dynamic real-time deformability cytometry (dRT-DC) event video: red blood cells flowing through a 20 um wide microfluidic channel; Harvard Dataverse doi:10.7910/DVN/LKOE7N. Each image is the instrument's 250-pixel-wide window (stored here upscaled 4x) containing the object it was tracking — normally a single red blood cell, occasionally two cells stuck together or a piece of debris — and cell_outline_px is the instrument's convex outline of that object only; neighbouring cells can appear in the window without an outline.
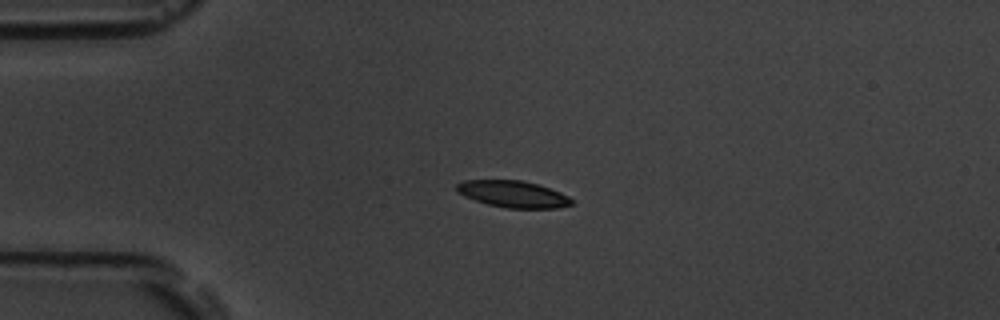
{"species": "common noctule bat (a hibernating species)", "species_latin": "Nyctalus noctula", "temperature_condition": "room temperature", "stored_images_in_passage": 44, "camera_frame_rate_fps": 3000, "um_per_image_px": 0.085, "animal": {"sex": "male", "body_mass_g": 19.5, "forearm_length_mm": 54.6}, "frame": {"image": 1, "passage_image": 1, "time_ms": 0.0, "image_size_px": [1000, 320], "cell_outline_px": [[572, 204], [556, 208], [508, 208], [488, 204], [464, 196], [456, 192], [456, 184], [464, 180], [520, 180], [536, 184], [560, 192], [568, 196], [572, 200]], "centroid_in_image_um": [43.57, 16.49], "position_along_channel_um": 41.4, "area_um2": 17.69}}
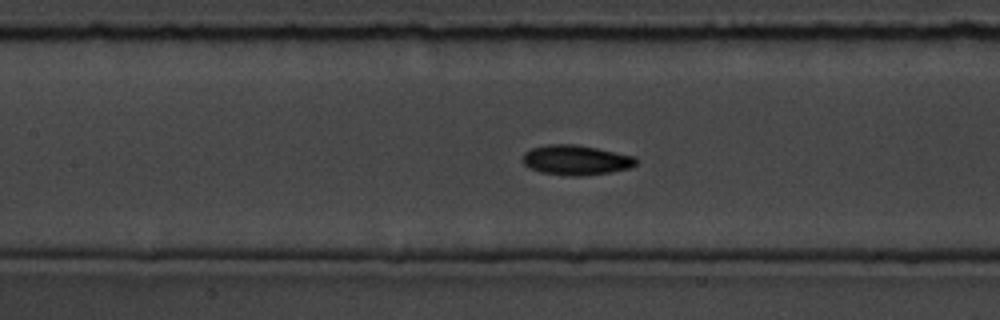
{"frame": {"image": 2, "passage_image": 13, "time_ms": 4.0, "image_size_px": [1000, 320], "cell_outline_px": [[636, 164], [632, 168], [612, 172], [580, 176], [568, 176], [540, 172], [524, 164], [524, 152], [532, 148], [548, 144], [572, 144], [596, 148], [636, 156]], "centroid_in_image_um": [49.0, 13.61], "position_along_channel_um": 158.4, "area_um2": 19.71}}
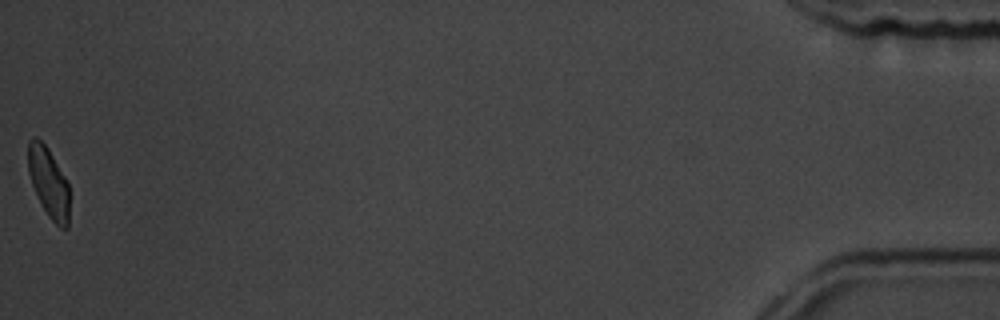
{"frame": {"image": 3, "passage_image": 44, "time_ms": 14.333, "image_size_px": [1000, 320], "cell_outline_px": [[68, 228], [60, 228], [48, 216], [40, 204], [32, 184], [28, 172], [28, 140], [32, 136], [36, 136], [48, 148], [68, 180]], "centroid_in_image_um": [4.12, 15.48], "position_along_channel_um": 431.1, "area_um2": 16.99}, "authors_computed_cell_mechanics": {"area_um2": 18.7561, "velocity_mm_per_s": 3.6034, "shape_relaxation_time_tau1_ms": 3.1196, "shape_relaxation_time_tau2_ms": 4.1785, "deformation_change_tau1": 0.1223, "deformation_change_tau2": 0.0932}}